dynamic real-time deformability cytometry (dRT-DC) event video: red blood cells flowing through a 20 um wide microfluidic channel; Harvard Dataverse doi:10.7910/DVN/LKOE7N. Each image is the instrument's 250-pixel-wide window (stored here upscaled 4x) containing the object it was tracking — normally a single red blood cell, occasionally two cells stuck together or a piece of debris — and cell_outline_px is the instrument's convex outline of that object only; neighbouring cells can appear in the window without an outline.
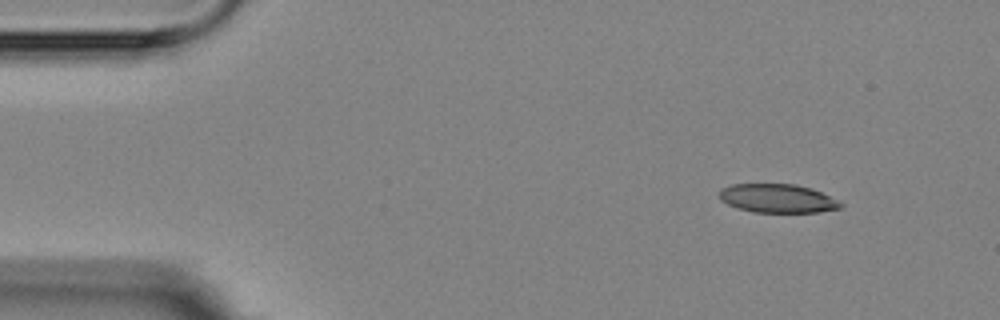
{"species": "Egyptian fruit bat (a non-hibernating species)", "species_latin": "Rousettus aegyptiacus", "temperature_condition": "room temperature", "stored_images_in_passage": 9, "camera_frame_rate_fps": 3000, "um_per_image_px": 0.085, "animal": {"sex": "female"}, "frame": {"image": 1, "passage_image": 1, "time_ms": 0.0, "image_size_px": [1000, 320], "cell_outline_px": [[844, 204], [840, 208], [820, 212], [752, 212], [728, 204], [720, 200], [720, 188], [732, 184], [796, 184], [812, 188]], "centroid_in_image_um": [66.08, 16.86], "position_along_channel_um": 18.9, "area_um2": 20.17}}
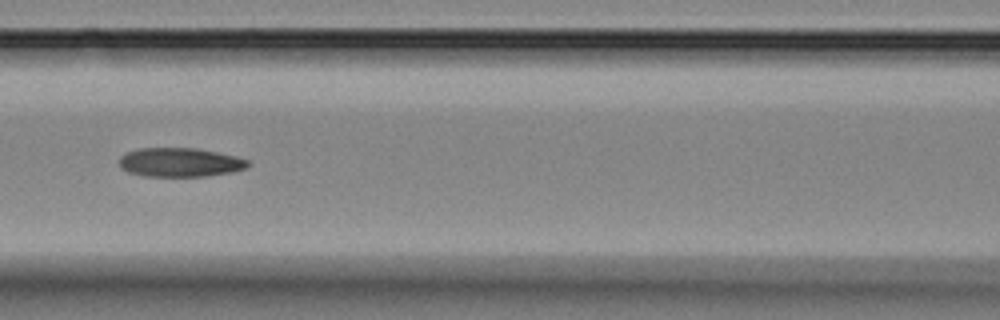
{"frame": {"image": 2, "passage_image": 6, "time_ms": 6.0, "image_size_px": [1000, 320], "cell_outline_px": [[248, 164], [244, 168], [232, 172], [204, 176], [144, 176], [128, 172], [120, 168], [120, 156], [128, 152], [140, 148], [196, 148], [236, 156], [248, 160]], "centroid_in_image_um": [15.27, 13.8], "position_along_channel_um": 151.3, "area_um2": 21.56}}
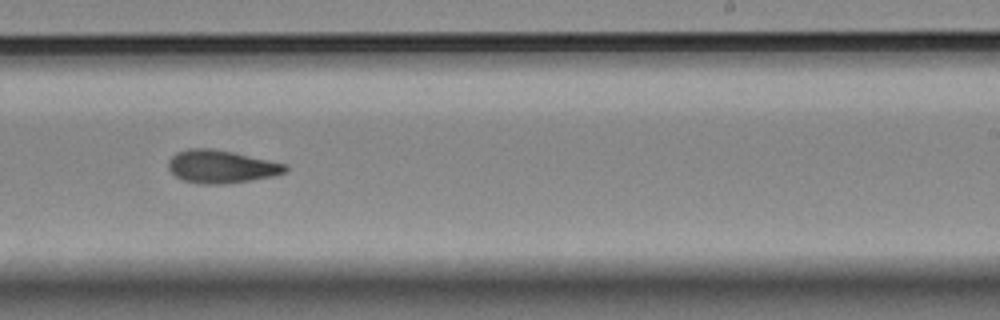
{"frame": {"image": 3, "passage_image": 9, "time_ms": 9.333, "image_size_px": [1000, 320], "cell_outline_px": [[288, 168], [284, 172], [272, 176], [224, 184], [200, 184], [184, 180], [176, 176], [168, 168], [168, 160], [176, 152], [188, 148], [212, 148], [232, 152], [268, 160], [284, 164]], "centroid_in_image_um": [18.74, 14.15], "position_along_channel_um": 270.3, "area_um2": 22.14}}